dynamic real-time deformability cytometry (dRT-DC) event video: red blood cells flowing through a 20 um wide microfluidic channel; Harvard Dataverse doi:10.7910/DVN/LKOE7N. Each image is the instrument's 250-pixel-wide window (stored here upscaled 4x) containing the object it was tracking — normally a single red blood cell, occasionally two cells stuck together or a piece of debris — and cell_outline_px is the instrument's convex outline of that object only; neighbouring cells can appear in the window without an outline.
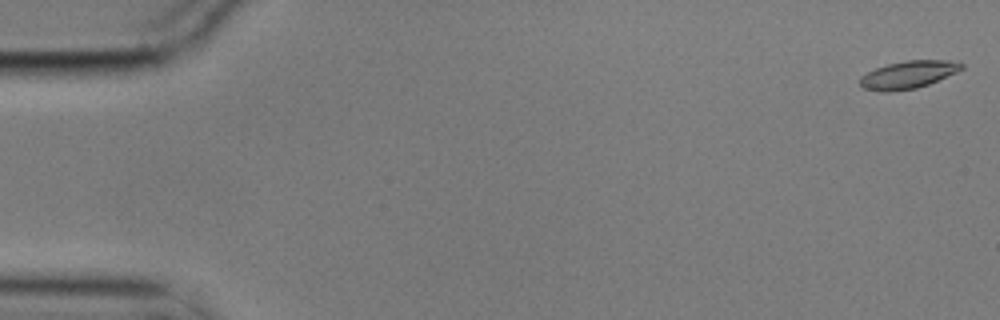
{"species": "common noctule bat (a hibernating species)", "species_latin": "Nyctalus noctula", "temperature_condition": "cold", "stored_images_in_passage": 5, "camera_frame_rate_fps": 3000, "um_per_image_px": 0.085, "animal": {"sex": "male", "body_mass_g": 17.9}, "frame": {"image": 1, "passage_image": 1, "time_ms": 0.0, "image_size_px": [1000, 320], "cell_outline_px": [[964, 68], [956, 72], [928, 84], [916, 88], [888, 92], [880, 92], [864, 88], [860, 84], [860, 76], [876, 68], [888, 64], [908, 60], [948, 60], [964, 64]], "centroid_in_image_um": [77.18, 6.35], "position_along_channel_um": 7.8, "area_um2": 16.18}}
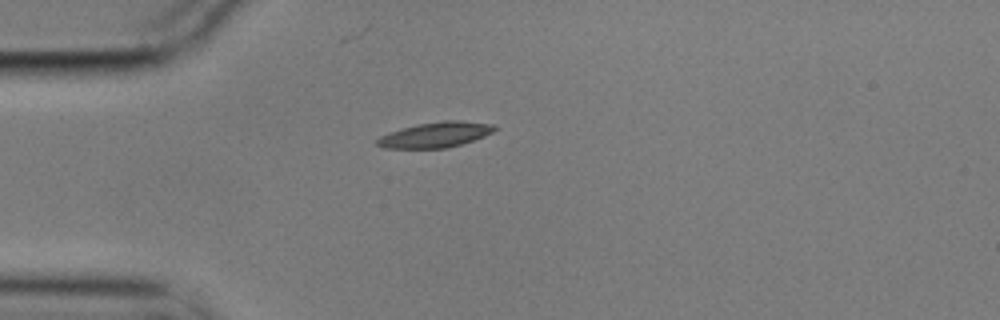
{"frame": {"image": 2, "passage_image": 5, "time_ms": 1.333, "image_size_px": [1000, 320], "cell_outline_px": [[496, 128], [492, 132], [484, 136], [460, 144], [444, 148], [384, 148], [376, 144], [376, 140], [380, 136], [404, 128], [420, 124], [444, 120], [460, 120], [496, 124]], "centroid_in_image_um": [37.04, 11.45], "position_along_channel_um": 48.0, "area_um2": 17.05}}